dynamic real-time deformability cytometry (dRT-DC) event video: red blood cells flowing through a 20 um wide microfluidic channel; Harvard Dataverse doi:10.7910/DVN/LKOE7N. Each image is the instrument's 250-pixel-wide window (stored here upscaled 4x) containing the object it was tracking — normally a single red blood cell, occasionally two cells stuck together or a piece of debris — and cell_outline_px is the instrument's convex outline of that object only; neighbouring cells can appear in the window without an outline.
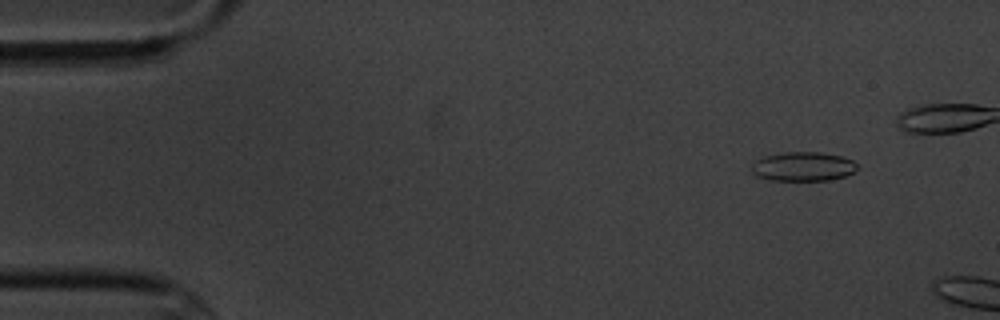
{"species": "common noctule bat (a hibernating species)", "species_latin": "Nyctalus noctula", "temperature_condition": "cold", "stored_images_in_passage": 3, "camera_frame_rate_fps": 3000, "um_per_image_px": 0.085, "animal": {"sex": "male", "body_mass_g": 20.1, "forearm_length_mm": 53.5}, "frame": {"image": 1, "passage_image": 2, "time_ms": 1.0, "image_size_px": [1000, 320], "cell_outline_px": [[856, 168], [852, 172], [844, 176], [832, 180], [768, 180], [756, 176], [752, 172], [752, 164], [756, 160], [764, 156], [784, 152], [820, 152], [840, 156], [852, 160], [856, 164]], "centroid_in_image_um": [68.22, 14.15], "position_along_channel_um": 16.8, "area_um2": 17.86}}